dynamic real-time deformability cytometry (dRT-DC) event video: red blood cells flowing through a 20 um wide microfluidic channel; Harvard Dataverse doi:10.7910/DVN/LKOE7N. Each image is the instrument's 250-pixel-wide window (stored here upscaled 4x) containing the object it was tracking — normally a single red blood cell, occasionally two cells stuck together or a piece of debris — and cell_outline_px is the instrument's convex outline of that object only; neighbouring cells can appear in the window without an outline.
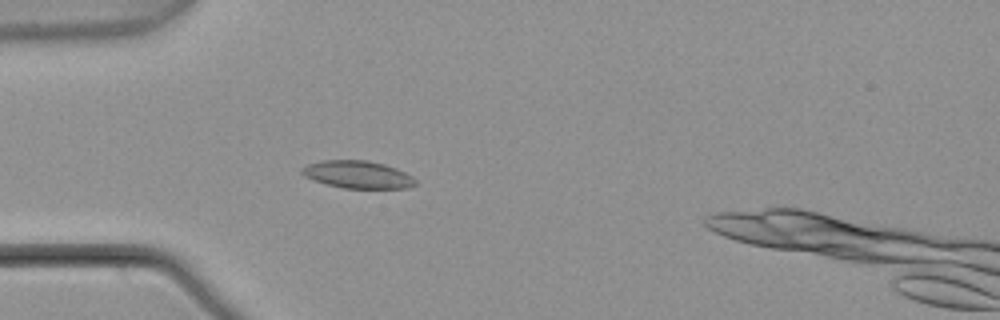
{"species": "common noctule bat (a hibernating species)", "species_latin": "Nyctalus noctula", "temperature_condition": "warm", "stored_images_in_passage": 4, "camera_frame_rate_fps": 3000, "um_per_image_px": 0.085, "animal": {"sex": "male", "body_mass_g": 21.5, "forearm_length_mm": 52.0}, "frame": {"image": 1, "passage_image": 3, "time_ms": 0.667, "image_size_px": [1000, 320], "cell_outline_px": [[416, 184], [408, 188], [344, 188], [328, 184], [304, 176], [300, 172], [300, 168], [308, 164], [320, 160], [368, 160], [384, 164], [396, 168], [412, 176], [416, 180]], "centroid_in_image_um": [30.4, 14.82], "position_along_channel_um": 54.6, "area_um2": 18.15}}